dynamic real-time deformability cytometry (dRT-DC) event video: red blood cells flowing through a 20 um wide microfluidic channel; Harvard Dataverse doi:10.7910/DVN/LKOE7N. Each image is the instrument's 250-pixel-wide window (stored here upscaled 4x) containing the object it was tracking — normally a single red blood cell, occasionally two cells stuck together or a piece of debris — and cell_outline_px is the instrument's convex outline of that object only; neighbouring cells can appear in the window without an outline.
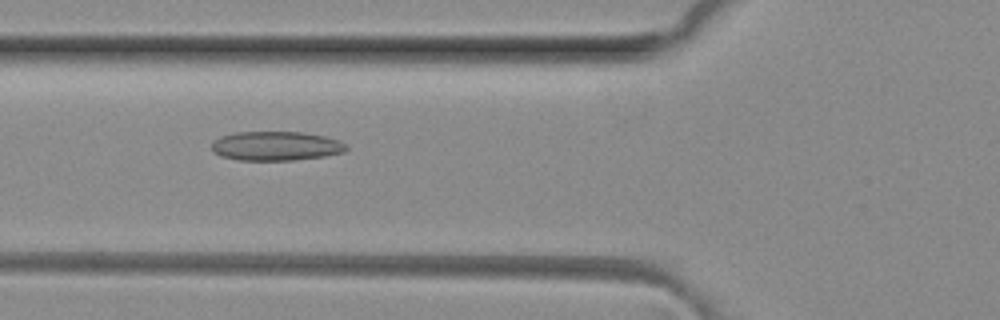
{"species": "common noctule bat (a hibernating species)", "species_latin": "Nyctalus noctula", "temperature_condition": "room temperature", "stored_images_in_passage": 6, "camera_frame_rate_fps": 3000, "um_per_image_px": 0.085, "animal": {"sex": "female", "body_mass_g": 29.2, "forearm_length_mm": 56.3}, "frame": {"image": 1, "passage_image": 3, "time_ms": 0.667, "image_size_px": [1000, 320], "cell_outline_px": [[348, 148], [344, 152], [324, 156], [292, 160], [236, 160], [220, 156], [212, 152], [212, 144], [220, 136], [236, 132], [304, 132], [324, 136], [340, 140], [348, 144]], "centroid_in_image_um": [23.47, 12.41], "position_along_channel_um": 102.3, "area_um2": 23.06}}
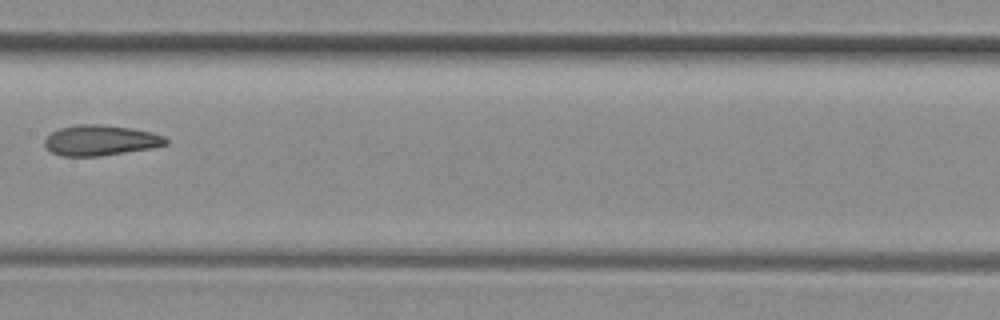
{"frame": {"image": 2, "passage_image": 5, "time_ms": 1.333, "image_size_px": [1000, 320], "cell_outline_px": [[168, 144], [152, 148], [100, 156], [60, 156], [52, 152], [44, 144], [44, 140], [52, 132], [60, 128], [76, 124], [96, 124], [128, 128], [152, 132], [164, 136], [168, 140]], "centroid_in_image_um": [8.54, 11.93], "position_along_channel_um": 198.9, "area_um2": 21.39}}
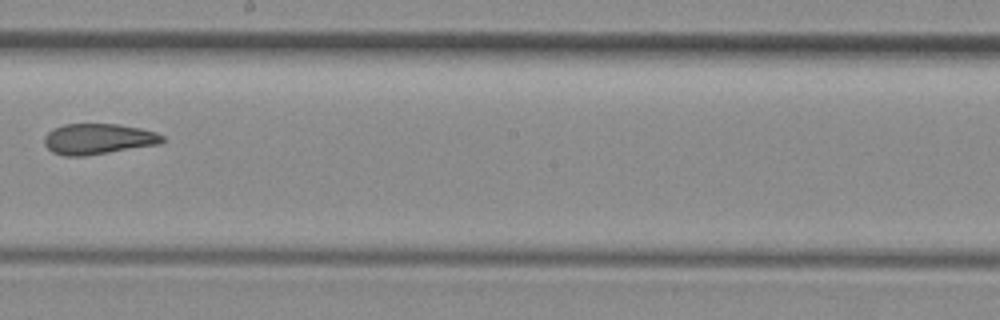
{"frame": {"image": 3, "passage_image": 6, "time_ms": 1.667, "image_size_px": [1000, 320], "cell_outline_px": [[164, 140], [160, 144], [84, 156], [64, 156], [52, 152], [44, 144], [44, 136], [52, 128], [64, 124], [120, 124], [140, 128], [156, 132], [164, 136]], "centroid_in_image_um": [8.33, 11.81], "position_along_channel_um": 239.9, "area_um2": 21.21}}